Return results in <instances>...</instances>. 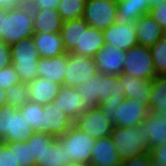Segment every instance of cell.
<instances>
[{
  "label": "cell",
  "mask_w": 166,
  "mask_h": 166,
  "mask_svg": "<svg viewBox=\"0 0 166 166\" xmlns=\"http://www.w3.org/2000/svg\"><path fill=\"white\" fill-rule=\"evenodd\" d=\"M34 34L33 10L29 4L5 11L0 9V41L11 46Z\"/></svg>",
  "instance_id": "1"
},
{
  "label": "cell",
  "mask_w": 166,
  "mask_h": 166,
  "mask_svg": "<svg viewBox=\"0 0 166 166\" xmlns=\"http://www.w3.org/2000/svg\"><path fill=\"white\" fill-rule=\"evenodd\" d=\"M11 61L19 80L28 83L38 77V61L40 55L36 49L34 38L23 39L11 46Z\"/></svg>",
  "instance_id": "2"
},
{
  "label": "cell",
  "mask_w": 166,
  "mask_h": 166,
  "mask_svg": "<svg viewBox=\"0 0 166 166\" xmlns=\"http://www.w3.org/2000/svg\"><path fill=\"white\" fill-rule=\"evenodd\" d=\"M121 161L149 153L148 139L144 136L141 126L116 127L110 135Z\"/></svg>",
  "instance_id": "3"
},
{
  "label": "cell",
  "mask_w": 166,
  "mask_h": 166,
  "mask_svg": "<svg viewBox=\"0 0 166 166\" xmlns=\"http://www.w3.org/2000/svg\"><path fill=\"white\" fill-rule=\"evenodd\" d=\"M123 73L152 81L158 76L150 47L137 44L125 53Z\"/></svg>",
  "instance_id": "4"
},
{
  "label": "cell",
  "mask_w": 166,
  "mask_h": 166,
  "mask_svg": "<svg viewBox=\"0 0 166 166\" xmlns=\"http://www.w3.org/2000/svg\"><path fill=\"white\" fill-rule=\"evenodd\" d=\"M65 142L66 158L79 164H90L96 139L83 132L74 124L60 137Z\"/></svg>",
  "instance_id": "5"
},
{
  "label": "cell",
  "mask_w": 166,
  "mask_h": 166,
  "mask_svg": "<svg viewBox=\"0 0 166 166\" xmlns=\"http://www.w3.org/2000/svg\"><path fill=\"white\" fill-rule=\"evenodd\" d=\"M117 0H86L83 19L90 27L105 30L116 23Z\"/></svg>",
  "instance_id": "6"
},
{
  "label": "cell",
  "mask_w": 166,
  "mask_h": 166,
  "mask_svg": "<svg viewBox=\"0 0 166 166\" xmlns=\"http://www.w3.org/2000/svg\"><path fill=\"white\" fill-rule=\"evenodd\" d=\"M97 73L94 58L70 53L65 67L63 85L76 88Z\"/></svg>",
  "instance_id": "7"
},
{
  "label": "cell",
  "mask_w": 166,
  "mask_h": 166,
  "mask_svg": "<svg viewBox=\"0 0 166 166\" xmlns=\"http://www.w3.org/2000/svg\"><path fill=\"white\" fill-rule=\"evenodd\" d=\"M74 125L94 139L105 138L112 134V123L97 107L85 110L75 121Z\"/></svg>",
  "instance_id": "8"
},
{
  "label": "cell",
  "mask_w": 166,
  "mask_h": 166,
  "mask_svg": "<svg viewBox=\"0 0 166 166\" xmlns=\"http://www.w3.org/2000/svg\"><path fill=\"white\" fill-rule=\"evenodd\" d=\"M125 53L113 44H105L93 57L97 71L101 75L119 76L123 73Z\"/></svg>",
  "instance_id": "9"
},
{
  "label": "cell",
  "mask_w": 166,
  "mask_h": 166,
  "mask_svg": "<svg viewBox=\"0 0 166 166\" xmlns=\"http://www.w3.org/2000/svg\"><path fill=\"white\" fill-rule=\"evenodd\" d=\"M136 28V19L130 20L126 25L114 23L102 31L104 42L105 44H113L114 47L120 50L127 51L138 44Z\"/></svg>",
  "instance_id": "10"
},
{
  "label": "cell",
  "mask_w": 166,
  "mask_h": 166,
  "mask_svg": "<svg viewBox=\"0 0 166 166\" xmlns=\"http://www.w3.org/2000/svg\"><path fill=\"white\" fill-rule=\"evenodd\" d=\"M149 108L136 99L125 98L114 110L116 127H137L148 116Z\"/></svg>",
  "instance_id": "11"
},
{
  "label": "cell",
  "mask_w": 166,
  "mask_h": 166,
  "mask_svg": "<svg viewBox=\"0 0 166 166\" xmlns=\"http://www.w3.org/2000/svg\"><path fill=\"white\" fill-rule=\"evenodd\" d=\"M74 122L53 102L43 105L42 132L56 138L64 135Z\"/></svg>",
  "instance_id": "12"
},
{
  "label": "cell",
  "mask_w": 166,
  "mask_h": 166,
  "mask_svg": "<svg viewBox=\"0 0 166 166\" xmlns=\"http://www.w3.org/2000/svg\"><path fill=\"white\" fill-rule=\"evenodd\" d=\"M76 88L85 110L97 108L108 98L104 96V75L99 72Z\"/></svg>",
  "instance_id": "13"
},
{
  "label": "cell",
  "mask_w": 166,
  "mask_h": 166,
  "mask_svg": "<svg viewBox=\"0 0 166 166\" xmlns=\"http://www.w3.org/2000/svg\"><path fill=\"white\" fill-rule=\"evenodd\" d=\"M52 102L62 109L73 122L85 111L79 91L75 87L62 85Z\"/></svg>",
  "instance_id": "14"
},
{
  "label": "cell",
  "mask_w": 166,
  "mask_h": 166,
  "mask_svg": "<svg viewBox=\"0 0 166 166\" xmlns=\"http://www.w3.org/2000/svg\"><path fill=\"white\" fill-rule=\"evenodd\" d=\"M30 101L41 105L51 103L58 95L61 84L46 78L36 77L27 83Z\"/></svg>",
  "instance_id": "15"
},
{
  "label": "cell",
  "mask_w": 166,
  "mask_h": 166,
  "mask_svg": "<svg viewBox=\"0 0 166 166\" xmlns=\"http://www.w3.org/2000/svg\"><path fill=\"white\" fill-rule=\"evenodd\" d=\"M144 136L148 139L149 150L166 144V119L149 111L140 125Z\"/></svg>",
  "instance_id": "16"
},
{
  "label": "cell",
  "mask_w": 166,
  "mask_h": 166,
  "mask_svg": "<svg viewBox=\"0 0 166 166\" xmlns=\"http://www.w3.org/2000/svg\"><path fill=\"white\" fill-rule=\"evenodd\" d=\"M68 55V53H63L52 58L40 57L37 67L38 77L63 85Z\"/></svg>",
  "instance_id": "17"
},
{
  "label": "cell",
  "mask_w": 166,
  "mask_h": 166,
  "mask_svg": "<svg viewBox=\"0 0 166 166\" xmlns=\"http://www.w3.org/2000/svg\"><path fill=\"white\" fill-rule=\"evenodd\" d=\"M136 34L139 45L152 47L166 33L150 14H146L137 19Z\"/></svg>",
  "instance_id": "18"
},
{
  "label": "cell",
  "mask_w": 166,
  "mask_h": 166,
  "mask_svg": "<svg viewBox=\"0 0 166 166\" xmlns=\"http://www.w3.org/2000/svg\"><path fill=\"white\" fill-rule=\"evenodd\" d=\"M116 145L112 142L111 136L96 139L93 145L90 165L92 166H111L121 163Z\"/></svg>",
  "instance_id": "19"
},
{
  "label": "cell",
  "mask_w": 166,
  "mask_h": 166,
  "mask_svg": "<svg viewBox=\"0 0 166 166\" xmlns=\"http://www.w3.org/2000/svg\"><path fill=\"white\" fill-rule=\"evenodd\" d=\"M103 46H105L103 32L90 27L82 18L81 48H76L72 53L93 58Z\"/></svg>",
  "instance_id": "20"
},
{
  "label": "cell",
  "mask_w": 166,
  "mask_h": 166,
  "mask_svg": "<svg viewBox=\"0 0 166 166\" xmlns=\"http://www.w3.org/2000/svg\"><path fill=\"white\" fill-rule=\"evenodd\" d=\"M119 79L125 92V98L136 99L138 103L149 108L151 81L134 78L125 73L120 74Z\"/></svg>",
  "instance_id": "21"
},
{
  "label": "cell",
  "mask_w": 166,
  "mask_h": 166,
  "mask_svg": "<svg viewBox=\"0 0 166 166\" xmlns=\"http://www.w3.org/2000/svg\"><path fill=\"white\" fill-rule=\"evenodd\" d=\"M151 6L146 0H117V16L115 22L126 25L132 19L149 14Z\"/></svg>",
  "instance_id": "22"
},
{
  "label": "cell",
  "mask_w": 166,
  "mask_h": 166,
  "mask_svg": "<svg viewBox=\"0 0 166 166\" xmlns=\"http://www.w3.org/2000/svg\"><path fill=\"white\" fill-rule=\"evenodd\" d=\"M36 49L40 57L52 58L66 53L63 48L61 33H34Z\"/></svg>",
  "instance_id": "23"
},
{
  "label": "cell",
  "mask_w": 166,
  "mask_h": 166,
  "mask_svg": "<svg viewBox=\"0 0 166 166\" xmlns=\"http://www.w3.org/2000/svg\"><path fill=\"white\" fill-rule=\"evenodd\" d=\"M62 24L58 10H33L34 33H58Z\"/></svg>",
  "instance_id": "24"
},
{
  "label": "cell",
  "mask_w": 166,
  "mask_h": 166,
  "mask_svg": "<svg viewBox=\"0 0 166 166\" xmlns=\"http://www.w3.org/2000/svg\"><path fill=\"white\" fill-rule=\"evenodd\" d=\"M60 33L66 53L70 54L76 48H81L82 18L63 22Z\"/></svg>",
  "instance_id": "25"
},
{
  "label": "cell",
  "mask_w": 166,
  "mask_h": 166,
  "mask_svg": "<svg viewBox=\"0 0 166 166\" xmlns=\"http://www.w3.org/2000/svg\"><path fill=\"white\" fill-rule=\"evenodd\" d=\"M71 162L66 158L65 142L59 137L51 145L46 146L41 159L36 160L35 166H63Z\"/></svg>",
  "instance_id": "26"
},
{
  "label": "cell",
  "mask_w": 166,
  "mask_h": 166,
  "mask_svg": "<svg viewBox=\"0 0 166 166\" xmlns=\"http://www.w3.org/2000/svg\"><path fill=\"white\" fill-rule=\"evenodd\" d=\"M33 132L31 125L18 110L15 114H12L11 133H7L2 142L25 141Z\"/></svg>",
  "instance_id": "27"
},
{
  "label": "cell",
  "mask_w": 166,
  "mask_h": 166,
  "mask_svg": "<svg viewBox=\"0 0 166 166\" xmlns=\"http://www.w3.org/2000/svg\"><path fill=\"white\" fill-rule=\"evenodd\" d=\"M57 138L44 132H33L25 142L30 145L31 159L36 164L41 159L46 146L51 145Z\"/></svg>",
  "instance_id": "28"
},
{
  "label": "cell",
  "mask_w": 166,
  "mask_h": 166,
  "mask_svg": "<svg viewBox=\"0 0 166 166\" xmlns=\"http://www.w3.org/2000/svg\"><path fill=\"white\" fill-rule=\"evenodd\" d=\"M155 107H166V75H159L151 81L149 111Z\"/></svg>",
  "instance_id": "29"
},
{
  "label": "cell",
  "mask_w": 166,
  "mask_h": 166,
  "mask_svg": "<svg viewBox=\"0 0 166 166\" xmlns=\"http://www.w3.org/2000/svg\"><path fill=\"white\" fill-rule=\"evenodd\" d=\"M86 0H60L58 12L63 22L83 18Z\"/></svg>",
  "instance_id": "30"
},
{
  "label": "cell",
  "mask_w": 166,
  "mask_h": 166,
  "mask_svg": "<svg viewBox=\"0 0 166 166\" xmlns=\"http://www.w3.org/2000/svg\"><path fill=\"white\" fill-rule=\"evenodd\" d=\"M18 110L34 132H42L43 105L28 101Z\"/></svg>",
  "instance_id": "31"
},
{
  "label": "cell",
  "mask_w": 166,
  "mask_h": 166,
  "mask_svg": "<svg viewBox=\"0 0 166 166\" xmlns=\"http://www.w3.org/2000/svg\"><path fill=\"white\" fill-rule=\"evenodd\" d=\"M7 104L15 108H21L25 103L30 101V94L27 83L19 82L11 86L6 91Z\"/></svg>",
  "instance_id": "32"
},
{
  "label": "cell",
  "mask_w": 166,
  "mask_h": 166,
  "mask_svg": "<svg viewBox=\"0 0 166 166\" xmlns=\"http://www.w3.org/2000/svg\"><path fill=\"white\" fill-rule=\"evenodd\" d=\"M104 96H107V100L109 101H119L125 99V92L119 76L104 75Z\"/></svg>",
  "instance_id": "33"
},
{
  "label": "cell",
  "mask_w": 166,
  "mask_h": 166,
  "mask_svg": "<svg viewBox=\"0 0 166 166\" xmlns=\"http://www.w3.org/2000/svg\"><path fill=\"white\" fill-rule=\"evenodd\" d=\"M150 50L158 76L166 75V34Z\"/></svg>",
  "instance_id": "34"
},
{
  "label": "cell",
  "mask_w": 166,
  "mask_h": 166,
  "mask_svg": "<svg viewBox=\"0 0 166 166\" xmlns=\"http://www.w3.org/2000/svg\"><path fill=\"white\" fill-rule=\"evenodd\" d=\"M18 108L11 105H4L0 108V141H2L7 133H11L12 114H15Z\"/></svg>",
  "instance_id": "35"
},
{
  "label": "cell",
  "mask_w": 166,
  "mask_h": 166,
  "mask_svg": "<svg viewBox=\"0 0 166 166\" xmlns=\"http://www.w3.org/2000/svg\"><path fill=\"white\" fill-rule=\"evenodd\" d=\"M15 144L16 166H35L31 159L30 145L25 141L13 142Z\"/></svg>",
  "instance_id": "36"
},
{
  "label": "cell",
  "mask_w": 166,
  "mask_h": 166,
  "mask_svg": "<svg viewBox=\"0 0 166 166\" xmlns=\"http://www.w3.org/2000/svg\"><path fill=\"white\" fill-rule=\"evenodd\" d=\"M21 82L12 64L0 69V88L7 91L11 86Z\"/></svg>",
  "instance_id": "37"
},
{
  "label": "cell",
  "mask_w": 166,
  "mask_h": 166,
  "mask_svg": "<svg viewBox=\"0 0 166 166\" xmlns=\"http://www.w3.org/2000/svg\"><path fill=\"white\" fill-rule=\"evenodd\" d=\"M0 166H16L15 144L0 141Z\"/></svg>",
  "instance_id": "38"
},
{
  "label": "cell",
  "mask_w": 166,
  "mask_h": 166,
  "mask_svg": "<svg viewBox=\"0 0 166 166\" xmlns=\"http://www.w3.org/2000/svg\"><path fill=\"white\" fill-rule=\"evenodd\" d=\"M149 14L166 33V1L159 5L151 7Z\"/></svg>",
  "instance_id": "39"
},
{
  "label": "cell",
  "mask_w": 166,
  "mask_h": 166,
  "mask_svg": "<svg viewBox=\"0 0 166 166\" xmlns=\"http://www.w3.org/2000/svg\"><path fill=\"white\" fill-rule=\"evenodd\" d=\"M123 166H153L150 153L138 155L122 161Z\"/></svg>",
  "instance_id": "40"
},
{
  "label": "cell",
  "mask_w": 166,
  "mask_h": 166,
  "mask_svg": "<svg viewBox=\"0 0 166 166\" xmlns=\"http://www.w3.org/2000/svg\"><path fill=\"white\" fill-rule=\"evenodd\" d=\"M124 100L119 101H109L106 100L103 103H101L98 107L103 111L104 115L115 124V115L114 110L116 107H118L121 103H123Z\"/></svg>",
  "instance_id": "41"
},
{
  "label": "cell",
  "mask_w": 166,
  "mask_h": 166,
  "mask_svg": "<svg viewBox=\"0 0 166 166\" xmlns=\"http://www.w3.org/2000/svg\"><path fill=\"white\" fill-rule=\"evenodd\" d=\"M60 0H32L29 5L32 10L55 9L59 7Z\"/></svg>",
  "instance_id": "42"
},
{
  "label": "cell",
  "mask_w": 166,
  "mask_h": 166,
  "mask_svg": "<svg viewBox=\"0 0 166 166\" xmlns=\"http://www.w3.org/2000/svg\"><path fill=\"white\" fill-rule=\"evenodd\" d=\"M11 63V47L0 41V69Z\"/></svg>",
  "instance_id": "43"
},
{
  "label": "cell",
  "mask_w": 166,
  "mask_h": 166,
  "mask_svg": "<svg viewBox=\"0 0 166 166\" xmlns=\"http://www.w3.org/2000/svg\"><path fill=\"white\" fill-rule=\"evenodd\" d=\"M152 162H164L166 164V144L149 150Z\"/></svg>",
  "instance_id": "44"
},
{
  "label": "cell",
  "mask_w": 166,
  "mask_h": 166,
  "mask_svg": "<svg viewBox=\"0 0 166 166\" xmlns=\"http://www.w3.org/2000/svg\"><path fill=\"white\" fill-rule=\"evenodd\" d=\"M24 2L22 0H0V9L5 11H12L20 6H22Z\"/></svg>",
  "instance_id": "45"
},
{
  "label": "cell",
  "mask_w": 166,
  "mask_h": 166,
  "mask_svg": "<svg viewBox=\"0 0 166 166\" xmlns=\"http://www.w3.org/2000/svg\"><path fill=\"white\" fill-rule=\"evenodd\" d=\"M152 112L156 113L158 116L166 119V107H155Z\"/></svg>",
  "instance_id": "46"
},
{
  "label": "cell",
  "mask_w": 166,
  "mask_h": 166,
  "mask_svg": "<svg viewBox=\"0 0 166 166\" xmlns=\"http://www.w3.org/2000/svg\"><path fill=\"white\" fill-rule=\"evenodd\" d=\"M7 104L6 91L0 88V108Z\"/></svg>",
  "instance_id": "47"
},
{
  "label": "cell",
  "mask_w": 166,
  "mask_h": 166,
  "mask_svg": "<svg viewBox=\"0 0 166 166\" xmlns=\"http://www.w3.org/2000/svg\"><path fill=\"white\" fill-rule=\"evenodd\" d=\"M146 1L149 3L151 7H153L165 2L166 0H146Z\"/></svg>",
  "instance_id": "48"
},
{
  "label": "cell",
  "mask_w": 166,
  "mask_h": 166,
  "mask_svg": "<svg viewBox=\"0 0 166 166\" xmlns=\"http://www.w3.org/2000/svg\"><path fill=\"white\" fill-rule=\"evenodd\" d=\"M63 166H86V164H79V163H76V162H69Z\"/></svg>",
  "instance_id": "49"
},
{
  "label": "cell",
  "mask_w": 166,
  "mask_h": 166,
  "mask_svg": "<svg viewBox=\"0 0 166 166\" xmlns=\"http://www.w3.org/2000/svg\"><path fill=\"white\" fill-rule=\"evenodd\" d=\"M153 166H166L164 162H153Z\"/></svg>",
  "instance_id": "50"
},
{
  "label": "cell",
  "mask_w": 166,
  "mask_h": 166,
  "mask_svg": "<svg viewBox=\"0 0 166 166\" xmlns=\"http://www.w3.org/2000/svg\"><path fill=\"white\" fill-rule=\"evenodd\" d=\"M25 4H29L32 0H22Z\"/></svg>",
  "instance_id": "51"
},
{
  "label": "cell",
  "mask_w": 166,
  "mask_h": 166,
  "mask_svg": "<svg viewBox=\"0 0 166 166\" xmlns=\"http://www.w3.org/2000/svg\"><path fill=\"white\" fill-rule=\"evenodd\" d=\"M111 166H123V165H122V162H121V163L113 164Z\"/></svg>",
  "instance_id": "52"
}]
</instances>
